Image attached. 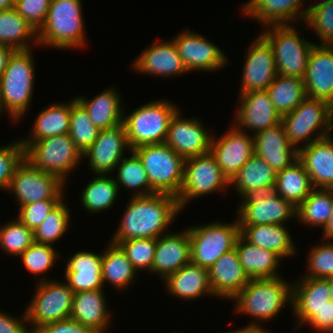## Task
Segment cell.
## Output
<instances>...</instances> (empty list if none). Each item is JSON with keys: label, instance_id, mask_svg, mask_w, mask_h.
Here are the masks:
<instances>
[{"label": "cell", "instance_id": "1", "mask_svg": "<svg viewBox=\"0 0 333 333\" xmlns=\"http://www.w3.org/2000/svg\"><path fill=\"white\" fill-rule=\"evenodd\" d=\"M182 210L178 199L168 194L154 193L130 197L118 229L110 241L134 238H155L166 234Z\"/></svg>", "mask_w": 333, "mask_h": 333}, {"label": "cell", "instance_id": "2", "mask_svg": "<svg viewBox=\"0 0 333 333\" xmlns=\"http://www.w3.org/2000/svg\"><path fill=\"white\" fill-rule=\"evenodd\" d=\"M292 283L282 276L269 279H250L231 300L234 313L249 315L253 322L247 326H262L261 322L275 318L286 305L292 306ZM259 321V322H258ZM260 323V324H259Z\"/></svg>", "mask_w": 333, "mask_h": 333}, {"label": "cell", "instance_id": "3", "mask_svg": "<svg viewBox=\"0 0 333 333\" xmlns=\"http://www.w3.org/2000/svg\"><path fill=\"white\" fill-rule=\"evenodd\" d=\"M31 49L15 50L0 77V104L11 121H20L31 106L36 80Z\"/></svg>", "mask_w": 333, "mask_h": 333}, {"label": "cell", "instance_id": "4", "mask_svg": "<svg viewBox=\"0 0 333 333\" xmlns=\"http://www.w3.org/2000/svg\"><path fill=\"white\" fill-rule=\"evenodd\" d=\"M82 0H52L45 23L37 32L38 46L79 49L86 43Z\"/></svg>", "mask_w": 333, "mask_h": 333}, {"label": "cell", "instance_id": "5", "mask_svg": "<svg viewBox=\"0 0 333 333\" xmlns=\"http://www.w3.org/2000/svg\"><path fill=\"white\" fill-rule=\"evenodd\" d=\"M179 109L165 99L140 105L127 115L124 108L123 123L131 151L144 145L165 143L170 121Z\"/></svg>", "mask_w": 333, "mask_h": 333}, {"label": "cell", "instance_id": "6", "mask_svg": "<svg viewBox=\"0 0 333 333\" xmlns=\"http://www.w3.org/2000/svg\"><path fill=\"white\" fill-rule=\"evenodd\" d=\"M281 123L289 143L299 150L331 135L333 106L324 100L306 98L292 112L282 116Z\"/></svg>", "mask_w": 333, "mask_h": 333}, {"label": "cell", "instance_id": "7", "mask_svg": "<svg viewBox=\"0 0 333 333\" xmlns=\"http://www.w3.org/2000/svg\"><path fill=\"white\" fill-rule=\"evenodd\" d=\"M21 143L24 146V159L34 168L58 176L64 183H67L68 174L72 173L83 159L81 151L69 134Z\"/></svg>", "mask_w": 333, "mask_h": 333}, {"label": "cell", "instance_id": "8", "mask_svg": "<svg viewBox=\"0 0 333 333\" xmlns=\"http://www.w3.org/2000/svg\"><path fill=\"white\" fill-rule=\"evenodd\" d=\"M141 160L154 193L178 197L185 159L166 143L144 145L132 150Z\"/></svg>", "mask_w": 333, "mask_h": 333}, {"label": "cell", "instance_id": "9", "mask_svg": "<svg viewBox=\"0 0 333 333\" xmlns=\"http://www.w3.org/2000/svg\"><path fill=\"white\" fill-rule=\"evenodd\" d=\"M264 29L260 35L273 50L277 74L303 79L315 43L308 38L306 40L292 25H274Z\"/></svg>", "mask_w": 333, "mask_h": 333}, {"label": "cell", "instance_id": "10", "mask_svg": "<svg viewBox=\"0 0 333 333\" xmlns=\"http://www.w3.org/2000/svg\"><path fill=\"white\" fill-rule=\"evenodd\" d=\"M46 278L48 277L37 278L39 280H36L38 285L34 296L25 306L27 321L32 325L30 326L32 332L46 324L70 318L75 292L64 280L60 282Z\"/></svg>", "mask_w": 333, "mask_h": 333}, {"label": "cell", "instance_id": "11", "mask_svg": "<svg viewBox=\"0 0 333 333\" xmlns=\"http://www.w3.org/2000/svg\"><path fill=\"white\" fill-rule=\"evenodd\" d=\"M191 262L209 269L224 253L235 248L240 235L238 219L232 223L213 221L189 226Z\"/></svg>", "mask_w": 333, "mask_h": 333}, {"label": "cell", "instance_id": "12", "mask_svg": "<svg viewBox=\"0 0 333 333\" xmlns=\"http://www.w3.org/2000/svg\"><path fill=\"white\" fill-rule=\"evenodd\" d=\"M230 181L211 152L185 159L183 182L177 197L181 210L192 200L213 192H227Z\"/></svg>", "mask_w": 333, "mask_h": 333}, {"label": "cell", "instance_id": "13", "mask_svg": "<svg viewBox=\"0 0 333 333\" xmlns=\"http://www.w3.org/2000/svg\"><path fill=\"white\" fill-rule=\"evenodd\" d=\"M58 176L34 168L26 159L16 167L6 191L19 207L45 199H64L65 186Z\"/></svg>", "mask_w": 333, "mask_h": 333}, {"label": "cell", "instance_id": "14", "mask_svg": "<svg viewBox=\"0 0 333 333\" xmlns=\"http://www.w3.org/2000/svg\"><path fill=\"white\" fill-rule=\"evenodd\" d=\"M236 210L239 226L285 225L296 216V207L274 191L251 194L240 198Z\"/></svg>", "mask_w": 333, "mask_h": 333}, {"label": "cell", "instance_id": "15", "mask_svg": "<svg viewBox=\"0 0 333 333\" xmlns=\"http://www.w3.org/2000/svg\"><path fill=\"white\" fill-rule=\"evenodd\" d=\"M174 44L187 71L214 72L224 68L228 56L212 41L197 32L186 29L173 36Z\"/></svg>", "mask_w": 333, "mask_h": 333}, {"label": "cell", "instance_id": "16", "mask_svg": "<svg viewBox=\"0 0 333 333\" xmlns=\"http://www.w3.org/2000/svg\"><path fill=\"white\" fill-rule=\"evenodd\" d=\"M213 134L210 152L230 181L255 154L254 135L240 131L234 125L219 138Z\"/></svg>", "mask_w": 333, "mask_h": 333}, {"label": "cell", "instance_id": "17", "mask_svg": "<svg viewBox=\"0 0 333 333\" xmlns=\"http://www.w3.org/2000/svg\"><path fill=\"white\" fill-rule=\"evenodd\" d=\"M131 151L124 123L109 129H102L94 143L82 154L88 158V169L94 174H113L117 164Z\"/></svg>", "mask_w": 333, "mask_h": 333}, {"label": "cell", "instance_id": "18", "mask_svg": "<svg viewBox=\"0 0 333 333\" xmlns=\"http://www.w3.org/2000/svg\"><path fill=\"white\" fill-rule=\"evenodd\" d=\"M180 111L170 121L165 143L184 159L210 152L213 133L200 119L181 117Z\"/></svg>", "mask_w": 333, "mask_h": 333}, {"label": "cell", "instance_id": "19", "mask_svg": "<svg viewBox=\"0 0 333 333\" xmlns=\"http://www.w3.org/2000/svg\"><path fill=\"white\" fill-rule=\"evenodd\" d=\"M237 103L239 106H236L232 122L240 131H250L249 134L252 132L255 135L281 123L282 116L276 111L266 90L240 94Z\"/></svg>", "mask_w": 333, "mask_h": 333}, {"label": "cell", "instance_id": "20", "mask_svg": "<svg viewBox=\"0 0 333 333\" xmlns=\"http://www.w3.org/2000/svg\"><path fill=\"white\" fill-rule=\"evenodd\" d=\"M257 36L246 51L240 94L266 90L277 76L272 48L261 35Z\"/></svg>", "mask_w": 333, "mask_h": 333}, {"label": "cell", "instance_id": "21", "mask_svg": "<svg viewBox=\"0 0 333 333\" xmlns=\"http://www.w3.org/2000/svg\"><path fill=\"white\" fill-rule=\"evenodd\" d=\"M303 79L307 98L333 106V45H314Z\"/></svg>", "mask_w": 333, "mask_h": 333}, {"label": "cell", "instance_id": "22", "mask_svg": "<svg viewBox=\"0 0 333 333\" xmlns=\"http://www.w3.org/2000/svg\"><path fill=\"white\" fill-rule=\"evenodd\" d=\"M169 40L153 42L145 47L140 56L133 60L131 68L141 75L143 73L165 78L188 73L174 41L172 38Z\"/></svg>", "mask_w": 333, "mask_h": 333}, {"label": "cell", "instance_id": "23", "mask_svg": "<svg viewBox=\"0 0 333 333\" xmlns=\"http://www.w3.org/2000/svg\"><path fill=\"white\" fill-rule=\"evenodd\" d=\"M168 232L156 239V250L151 269V274H157L162 280L191 262L188 228L180 232Z\"/></svg>", "mask_w": 333, "mask_h": 333}, {"label": "cell", "instance_id": "24", "mask_svg": "<svg viewBox=\"0 0 333 333\" xmlns=\"http://www.w3.org/2000/svg\"><path fill=\"white\" fill-rule=\"evenodd\" d=\"M305 0H249L241 6L244 17L258 21L264 28L274 25H294L299 20L303 24L306 9L302 8ZM291 22V23H289Z\"/></svg>", "mask_w": 333, "mask_h": 333}, {"label": "cell", "instance_id": "25", "mask_svg": "<svg viewBox=\"0 0 333 333\" xmlns=\"http://www.w3.org/2000/svg\"><path fill=\"white\" fill-rule=\"evenodd\" d=\"M330 290L327 278L302 277L292 284V306L296 331L323 306L329 304ZM296 316V317H295Z\"/></svg>", "mask_w": 333, "mask_h": 333}, {"label": "cell", "instance_id": "26", "mask_svg": "<svg viewBox=\"0 0 333 333\" xmlns=\"http://www.w3.org/2000/svg\"><path fill=\"white\" fill-rule=\"evenodd\" d=\"M213 297L232 300L249 282L236 248L221 255L208 269Z\"/></svg>", "mask_w": 333, "mask_h": 333}, {"label": "cell", "instance_id": "27", "mask_svg": "<svg viewBox=\"0 0 333 333\" xmlns=\"http://www.w3.org/2000/svg\"><path fill=\"white\" fill-rule=\"evenodd\" d=\"M102 259L100 254L92 251H77L65 263L64 281L75 293L104 289L102 281Z\"/></svg>", "mask_w": 333, "mask_h": 333}, {"label": "cell", "instance_id": "28", "mask_svg": "<svg viewBox=\"0 0 333 333\" xmlns=\"http://www.w3.org/2000/svg\"><path fill=\"white\" fill-rule=\"evenodd\" d=\"M298 159L314 188L333 189V136L316 140L298 150Z\"/></svg>", "mask_w": 333, "mask_h": 333}, {"label": "cell", "instance_id": "29", "mask_svg": "<svg viewBox=\"0 0 333 333\" xmlns=\"http://www.w3.org/2000/svg\"><path fill=\"white\" fill-rule=\"evenodd\" d=\"M254 142L255 154L263 158L276 172L298 159V150L289 143L282 123L257 132Z\"/></svg>", "mask_w": 333, "mask_h": 333}, {"label": "cell", "instance_id": "30", "mask_svg": "<svg viewBox=\"0 0 333 333\" xmlns=\"http://www.w3.org/2000/svg\"><path fill=\"white\" fill-rule=\"evenodd\" d=\"M104 292L105 289H97L75 293L70 319L96 333H107L112 315Z\"/></svg>", "mask_w": 333, "mask_h": 333}, {"label": "cell", "instance_id": "31", "mask_svg": "<svg viewBox=\"0 0 333 333\" xmlns=\"http://www.w3.org/2000/svg\"><path fill=\"white\" fill-rule=\"evenodd\" d=\"M164 281L166 292L184 301L200 299L203 296H213L209 283L208 269L192 262L169 275Z\"/></svg>", "mask_w": 333, "mask_h": 333}, {"label": "cell", "instance_id": "32", "mask_svg": "<svg viewBox=\"0 0 333 333\" xmlns=\"http://www.w3.org/2000/svg\"><path fill=\"white\" fill-rule=\"evenodd\" d=\"M276 177L277 172L263 158L254 154L230 180V188L234 187L241 198L271 192L274 191Z\"/></svg>", "mask_w": 333, "mask_h": 333}, {"label": "cell", "instance_id": "33", "mask_svg": "<svg viewBox=\"0 0 333 333\" xmlns=\"http://www.w3.org/2000/svg\"><path fill=\"white\" fill-rule=\"evenodd\" d=\"M235 248L243 270L250 279L281 276L278 270L283 259L275 252L251 244L241 234L238 236Z\"/></svg>", "mask_w": 333, "mask_h": 333}, {"label": "cell", "instance_id": "34", "mask_svg": "<svg viewBox=\"0 0 333 333\" xmlns=\"http://www.w3.org/2000/svg\"><path fill=\"white\" fill-rule=\"evenodd\" d=\"M116 88H107L93 99L75 96L76 100L85 108L93 124L102 129H109L123 123L124 107L120 92Z\"/></svg>", "mask_w": 333, "mask_h": 333}, {"label": "cell", "instance_id": "35", "mask_svg": "<svg viewBox=\"0 0 333 333\" xmlns=\"http://www.w3.org/2000/svg\"><path fill=\"white\" fill-rule=\"evenodd\" d=\"M240 234L251 244L273 251L283 260L298 251L285 225L240 226Z\"/></svg>", "mask_w": 333, "mask_h": 333}, {"label": "cell", "instance_id": "36", "mask_svg": "<svg viewBox=\"0 0 333 333\" xmlns=\"http://www.w3.org/2000/svg\"><path fill=\"white\" fill-rule=\"evenodd\" d=\"M71 115V100L69 102H57L45 107L32 124L31 134L21 141H37L46 137L68 134Z\"/></svg>", "mask_w": 333, "mask_h": 333}, {"label": "cell", "instance_id": "37", "mask_svg": "<svg viewBox=\"0 0 333 333\" xmlns=\"http://www.w3.org/2000/svg\"><path fill=\"white\" fill-rule=\"evenodd\" d=\"M313 189L310 176L299 159L277 172L274 192L296 208Z\"/></svg>", "mask_w": 333, "mask_h": 333}, {"label": "cell", "instance_id": "38", "mask_svg": "<svg viewBox=\"0 0 333 333\" xmlns=\"http://www.w3.org/2000/svg\"><path fill=\"white\" fill-rule=\"evenodd\" d=\"M31 41L38 44L37 31L14 8L0 10V44L14 51L33 50Z\"/></svg>", "mask_w": 333, "mask_h": 333}, {"label": "cell", "instance_id": "39", "mask_svg": "<svg viewBox=\"0 0 333 333\" xmlns=\"http://www.w3.org/2000/svg\"><path fill=\"white\" fill-rule=\"evenodd\" d=\"M103 251L102 281L116 290H126L135 281L137 272L121 248L114 243L107 244ZM107 282V283H106Z\"/></svg>", "mask_w": 333, "mask_h": 333}, {"label": "cell", "instance_id": "40", "mask_svg": "<svg viewBox=\"0 0 333 333\" xmlns=\"http://www.w3.org/2000/svg\"><path fill=\"white\" fill-rule=\"evenodd\" d=\"M82 189L81 202L87 212L95 214L106 211L118 201L119 187L115 179L108 174H96Z\"/></svg>", "mask_w": 333, "mask_h": 333}, {"label": "cell", "instance_id": "41", "mask_svg": "<svg viewBox=\"0 0 333 333\" xmlns=\"http://www.w3.org/2000/svg\"><path fill=\"white\" fill-rule=\"evenodd\" d=\"M280 116L292 112L307 98L304 79L277 74L266 89Z\"/></svg>", "mask_w": 333, "mask_h": 333}, {"label": "cell", "instance_id": "42", "mask_svg": "<svg viewBox=\"0 0 333 333\" xmlns=\"http://www.w3.org/2000/svg\"><path fill=\"white\" fill-rule=\"evenodd\" d=\"M333 207V189L314 188L296 208L297 221L308 227H325Z\"/></svg>", "mask_w": 333, "mask_h": 333}, {"label": "cell", "instance_id": "43", "mask_svg": "<svg viewBox=\"0 0 333 333\" xmlns=\"http://www.w3.org/2000/svg\"><path fill=\"white\" fill-rule=\"evenodd\" d=\"M130 157L125 156L116 166V176L114 177L119 190L132 191L131 197H139L154 194L148 180L147 173L139 157L130 151ZM121 187V188H120Z\"/></svg>", "mask_w": 333, "mask_h": 333}, {"label": "cell", "instance_id": "44", "mask_svg": "<svg viewBox=\"0 0 333 333\" xmlns=\"http://www.w3.org/2000/svg\"><path fill=\"white\" fill-rule=\"evenodd\" d=\"M65 198L49 213L33 231L34 242L54 246L71 227V213Z\"/></svg>", "mask_w": 333, "mask_h": 333}, {"label": "cell", "instance_id": "45", "mask_svg": "<svg viewBox=\"0 0 333 333\" xmlns=\"http://www.w3.org/2000/svg\"><path fill=\"white\" fill-rule=\"evenodd\" d=\"M99 133L100 129L93 124L88 112L73 98L68 134L82 154L94 143Z\"/></svg>", "mask_w": 333, "mask_h": 333}, {"label": "cell", "instance_id": "46", "mask_svg": "<svg viewBox=\"0 0 333 333\" xmlns=\"http://www.w3.org/2000/svg\"><path fill=\"white\" fill-rule=\"evenodd\" d=\"M2 226V227H1ZM0 226V248L8 255L17 258L34 243L33 231L18 218Z\"/></svg>", "mask_w": 333, "mask_h": 333}, {"label": "cell", "instance_id": "47", "mask_svg": "<svg viewBox=\"0 0 333 333\" xmlns=\"http://www.w3.org/2000/svg\"><path fill=\"white\" fill-rule=\"evenodd\" d=\"M110 242L121 248L137 272L145 270L151 274L156 250L155 238H134Z\"/></svg>", "mask_w": 333, "mask_h": 333}, {"label": "cell", "instance_id": "48", "mask_svg": "<svg viewBox=\"0 0 333 333\" xmlns=\"http://www.w3.org/2000/svg\"><path fill=\"white\" fill-rule=\"evenodd\" d=\"M60 256L54 246L34 242L19 257L25 269L36 277L43 276Z\"/></svg>", "mask_w": 333, "mask_h": 333}, {"label": "cell", "instance_id": "49", "mask_svg": "<svg viewBox=\"0 0 333 333\" xmlns=\"http://www.w3.org/2000/svg\"><path fill=\"white\" fill-rule=\"evenodd\" d=\"M307 257V271L303 277L326 279L333 276V241L314 245Z\"/></svg>", "mask_w": 333, "mask_h": 333}, {"label": "cell", "instance_id": "50", "mask_svg": "<svg viewBox=\"0 0 333 333\" xmlns=\"http://www.w3.org/2000/svg\"><path fill=\"white\" fill-rule=\"evenodd\" d=\"M303 23L320 38L321 45H333V1L314 8Z\"/></svg>", "mask_w": 333, "mask_h": 333}, {"label": "cell", "instance_id": "51", "mask_svg": "<svg viewBox=\"0 0 333 333\" xmlns=\"http://www.w3.org/2000/svg\"><path fill=\"white\" fill-rule=\"evenodd\" d=\"M24 159V146L21 140H14L0 146V189L7 190L16 167Z\"/></svg>", "mask_w": 333, "mask_h": 333}, {"label": "cell", "instance_id": "52", "mask_svg": "<svg viewBox=\"0 0 333 333\" xmlns=\"http://www.w3.org/2000/svg\"><path fill=\"white\" fill-rule=\"evenodd\" d=\"M63 199H45L20 206L17 218L34 231Z\"/></svg>", "mask_w": 333, "mask_h": 333}, {"label": "cell", "instance_id": "53", "mask_svg": "<svg viewBox=\"0 0 333 333\" xmlns=\"http://www.w3.org/2000/svg\"><path fill=\"white\" fill-rule=\"evenodd\" d=\"M52 0H15L14 9L37 32L46 21Z\"/></svg>", "mask_w": 333, "mask_h": 333}, {"label": "cell", "instance_id": "54", "mask_svg": "<svg viewBox=\"0 0 333 333\" xmlns=\"http://www.w3.org/2000/svg\"><path fill=\"white\" fill-rule=\"evenodd\" d=\"M315 331L321 333H333V301L330 300L305 323Z\"/></svg>", "mask_w": 333, "mask_h": 333}, {"label": "cell", "instance_id": "55", "mask_svg": "<svg viewBox=\"0 0 333 333\" xmlns=\"http://www.w3.org/2000/svg\"><path fill=\"white\" fill-rule=\"evenodd\" d=\"M33 333H96L93 329L83 326L72 319L46 324Z\"/></svg>", "mask_w": 333, "mask_h": 333}, {"label": "cell", "instance_id": "56", "mask_svg": "<svg viewBox=\"0 0 333 333\" xmlns=\"http://www.w3.org/2000/svg\"><path fill=\"white\" fill-rule=\"evenodd\" d=\"M23 316L17 318L0 310V333H33L27 321V315L24 310Z\"/></svg>", "mask_w": 333, "mask_h": 333}, {"label": "cell", "instance_id": "57", "mask_svg": "<svg viewBox=\"0 0 333 333\" xmlns=\"http://www.w3.org/2000/svg\"><path fill=\"white\" fill-rule=\"evenodd\" d=\"M14 50L0 44V77L7 67L10 55Z\"/></svg>", "mask_w": 333, "mask_h": 333}, {"label": "cell", "instance_id": "58", "mask_svg": "<svg viewBox=\"0 0 333 333\" xmlns=\"http://www.w3.org/2000/svg\"><path fill=\"white\" fill-rule=\"evenodd\" d=\"M226 333H272L270 330L268 331L263 326H244L239 328L238 330L228 331Z\"/></svg>", "mask_w": 333, "mask_h": 333}, {"label": "cell", "instance_id": "59", "mask_svg": "<svg viewBox=\"0 0 333 333\" xmlns=\"http://www.w3.org/2000/svg\"><path fill=\"white\" fill-rule=\"evenodd\" d=\"M323 233L322 238L327 241H333V207H332V213L330 215V218L328 219L325 227L322 229ZM330 239V240H329Z\"/></svg>", "mask_w": 333, "mask_h": 333}, {"label": "cell", "instance_id": "60", "mask_svg": "<svg viewBox=\"0 0 333 333\" xmlns=\"http://www.w3.org/2000/svg\"><path fill=\"white\" fill-rule=\"evenodd\" d=\"M15 0H0V10L14 8Z\"/></svg>", "mask_w": 333, "mask_h": 333}, {"label": "cell", "instance_id": "61", "mask_svg": "<svg viewBox=\"0 0 333 333\" xmlns=\"http://www.w3.org/2000/svg\"><path fill=\"white\" fill-rule=\"evenodd\" d=\"M333 0H323V1H319L318 3H315V4H311V5H309L307 8H305L306 9V15L310 12V11H312L314 8H316V7H319V6H322V5H325V4H328V3H330V2H332Z\"/></svg>", "mask_w": 333, "mask_h": 333}, {"label": "cell", "instance_id": "62", "mask_svg": "<svg viewBox=\"0 0 333 333\" xmlns=\"http://www.w3.org/2000/svg\"><path fill=\"white\" fill-rule=\"evenodd\" d=\"M329 290H330V299L333 301V276L327 278Z\"/></svg>", "mask_w": 333, "mask_h": 333}, {"label": "cell", "instance_id": "63", "mask_svg": "<svg viewBox=\"0 0 333 333\" xmlns=\"http://www.w3.org/2000/svg\"><path fill=\"white\" fill-rule=\"evenodd\" d=\"M1 113H3V109H2V106H1V104H0V116H2Z\"/></svg>", "mask_w": 333, "mask_h": 333}]
</instances>
